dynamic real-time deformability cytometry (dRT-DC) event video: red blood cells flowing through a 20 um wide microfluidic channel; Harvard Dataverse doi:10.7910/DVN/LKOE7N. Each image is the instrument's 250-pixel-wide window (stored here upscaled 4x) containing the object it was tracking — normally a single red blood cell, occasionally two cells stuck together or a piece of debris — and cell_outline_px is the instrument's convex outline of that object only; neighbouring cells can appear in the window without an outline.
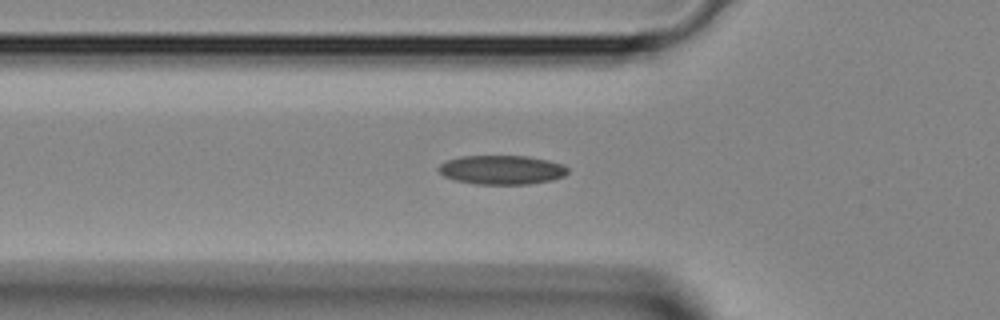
{"species": "Egyptian fruit bat (a non-hibernating species)", "species_latin": "Rousettus aegyptiacus", "temperature_condition": "room temperature", "stored_images_in_passage": 34, "camera_frame_rate_fps": 3000, "um_per_image_px": 0.085, "animal": {"sex": "female"}, "frame": {"image": 1, "passage_image": 13, "time_ms": 4.0, "image_size_px": [1000, 320], "cell_outline_px": [[568, 172], [564, 176], [552, 180], [528, 184], [476, 184], [456, 180], [444, 176], [436, 168], [440, 164], [448, 160], [460, 156], [528, 156], [548, 160], [564, 164], [568, 168]], "centroid_in_image_um": [42.67, 14.43], "position_along_channel_um": 83.1, "area_um2": 21.96}}
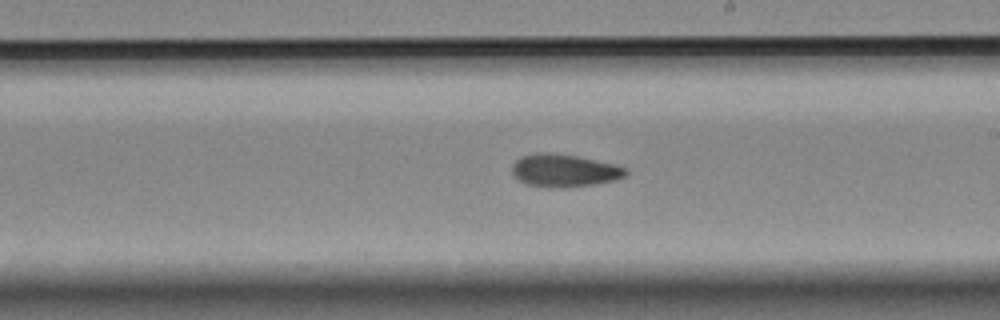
{"frame": {"image": 2, "passage_image": 23, "time_ms": 7.333, "image_size_px": [1000, 320], "cell_outline_px": [[628, 172], [624, 176], [616, 180], [596, 184], [564, 188], [560, 188], [528, 184], [512, 176], [512, 164], [520, 156], [536, 152], [552, 152], [576, 156], [616, 164], [628, 168]], "centroid_in_image_um": [47.97, 14.48], "position_along_channel_um": 241.0, "area_um2": 21.91}}
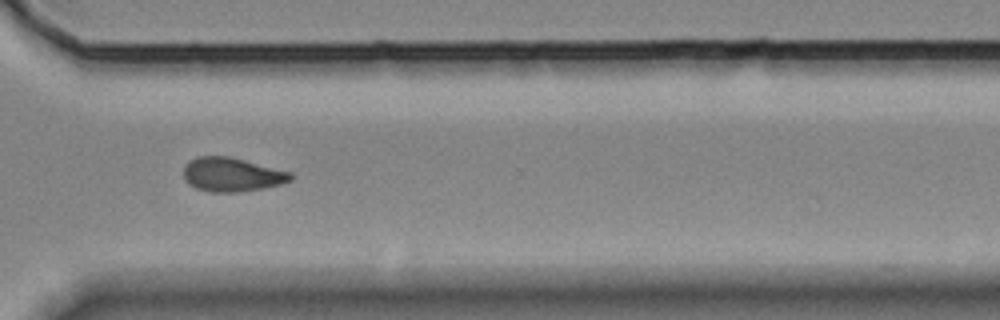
{"frame": {"image": 3, "passage_image": 30, "time_ms": 9.667, "image_size_px": [1000, 320], "cell_outline_px": [[292, 180], [280, 184], [264, 188], [236, 192], [212, 192], [196, 188], [188, 184], [184, 180], [184, 164], [188, 160], [200, 156], [228, 156], [292, 172]], "centroid_in_image_um": [19.68, 14.84], "position_along_channel_um": 350.9, "area_um2": 21.21}}